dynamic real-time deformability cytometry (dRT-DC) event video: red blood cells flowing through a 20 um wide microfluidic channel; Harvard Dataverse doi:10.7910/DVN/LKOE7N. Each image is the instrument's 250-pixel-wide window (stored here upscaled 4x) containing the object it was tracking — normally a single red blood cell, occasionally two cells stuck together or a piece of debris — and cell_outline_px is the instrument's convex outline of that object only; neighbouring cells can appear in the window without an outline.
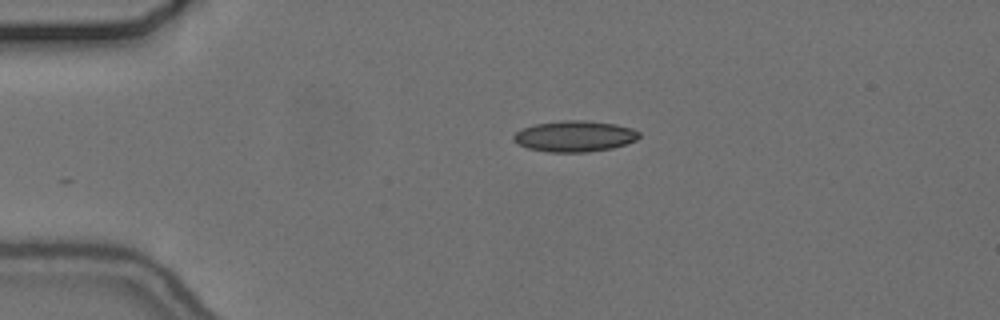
{"species": "common noctule bat (a hibernating species)", "species_latin": "Nyctalus noctula", "temperature_condition": "cold", "stored_images_in_passage": 33, "camera_frame_rate_fps": 3000, "um_per_image_px": 0.085, "animal": {"sex": "female", "body_mass_g": 24.6, "forearm_length_mm": 56.2}, "frame": {"image": 1, "passage_image": 1, "time_ms": 0.0, "image_size_px": [1000, 320], "cell_outline_px": [[640, 136], [636, 140], [612, 148], [588, 152], [548, 152], [528, 148], [512, 140], [512, 136], [516, 132], [532, 124], [564, 120], [588, 120], [616, 124], [632, 128], [640, 132]], "centroid_in_image_um": [48.85, 11.57], "position_along_channel_um": 36.2, "area_um2": 22.77}}
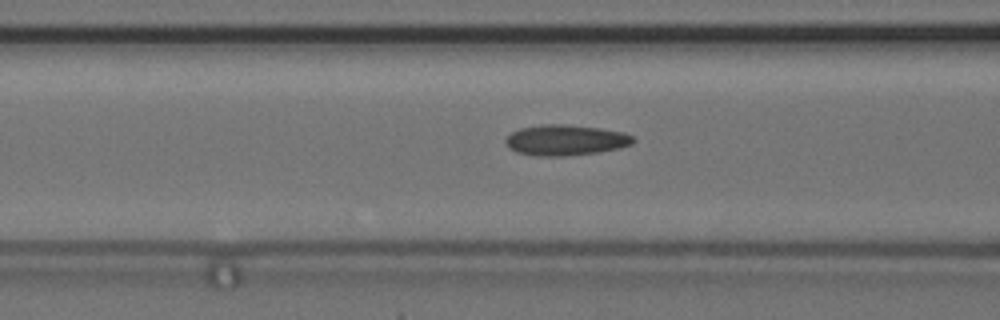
{"frame": {"image": 2, "passage_image": 11, "time_ms": 3.333, "image_size_px": [1000, 320], "cell_outline_px": [[636, 140], [632, 144], [620, 148], [600, 152], [564, 156], [536, 156], [516, 152], [508, 148], [504, 140], [512, 132], [520, 128], [540, 124], [564, 124], [600, 128], [624, 132], [632, 136]], "centroid_in_image_um": [48.07, 11.91], "position_along_channel_um": 118.5, "area_um2": 23.0}}
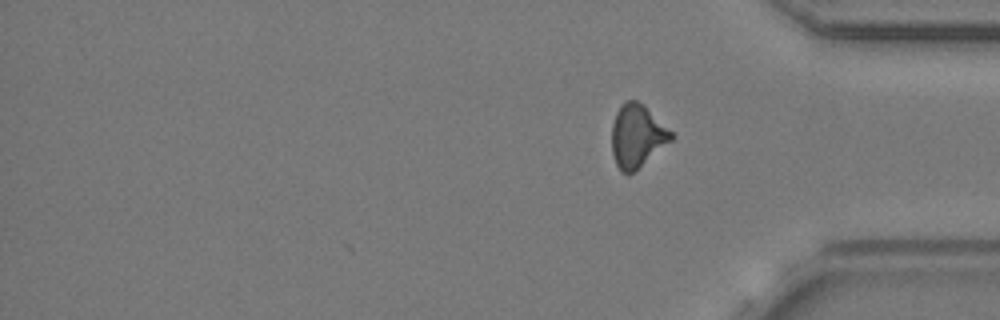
{"frame": {"image": 3, "passage_image": 33, "time_ms": 10.667, "image_size_px": [1000, 320], "cell_outline_px": [[676, 136], [672, 140], [628, 176], [620, 172], [616, 164], [612, 152], [612, 124], [616, 112], [620, 104], [628, 100], [636, 100], [644, 104]], "centroid_in_image_um": [54.14, 11.55], "position_along_channel_um": 381.1, "area_um2": 21.85}, "authors_computed_cell_mechanics": {"area_um2": 21.8484, "velocity_mm_per_s": 3.6812, "shape_relaxation_time_tau1_ms": null, "shape_relaxation_time_tau2_ms": 2.3181, "deformation_change_tau1": null, "deformation_change_tau2": 0.1015}}